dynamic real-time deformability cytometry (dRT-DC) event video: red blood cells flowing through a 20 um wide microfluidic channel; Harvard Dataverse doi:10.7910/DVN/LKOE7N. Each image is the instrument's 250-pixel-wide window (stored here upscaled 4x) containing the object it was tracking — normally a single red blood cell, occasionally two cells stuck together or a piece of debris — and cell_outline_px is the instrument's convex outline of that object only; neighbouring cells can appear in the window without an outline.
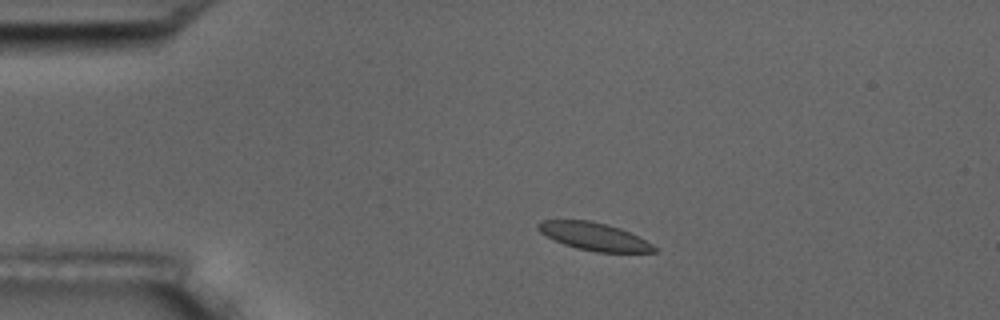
{"species": "common noctule bat (a hibernating species)", "species_latin": "Nyctalus noctula", "temperature_condition": "room temperature", "stored_images_in_passage": 8, "camera_frame_rate_fps": 3000, "um_per_image_px": 0.085, "animal": {"sex": "male", "body_mass_g": 17.5, "forearm_length_mm": 52.3}, "frame": {"image": 1, "passage_image": 2, "time_ms": 1.333, "image_size_px": [1000, 320], "cell_outline_px": [[660, 252], [596, 252], [576, 248], [564, 244], [540, 232], [536, 228], [536, 224], [540, 220], [588, 220], [608, 224], [620, 228], [652, 244]], "centroid_in_image_um": [50.48, 20.09], "position_along_channel_um": 34.5, "area_um2": 18.61}}
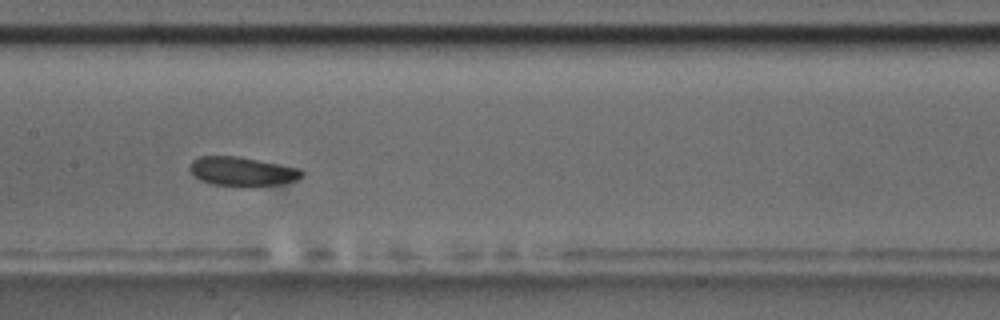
{"frame": {"image": 2, "passage_image": 7, "time_ms": 7.0, "image_size_px": [1000, 320], "cell_outline_px": [[304, 172], [296, 180], [280, 184], [252, 188], [240, 188], [212, 184], [200, 180], [188, 168], [188, 164], [192, 160], [200, 156], [240, 156], [296, 168]], "centroid_in_image_um": [20.53, 14.6], "position_along_channel_um": 186.9, "area_um2": 19.36}}
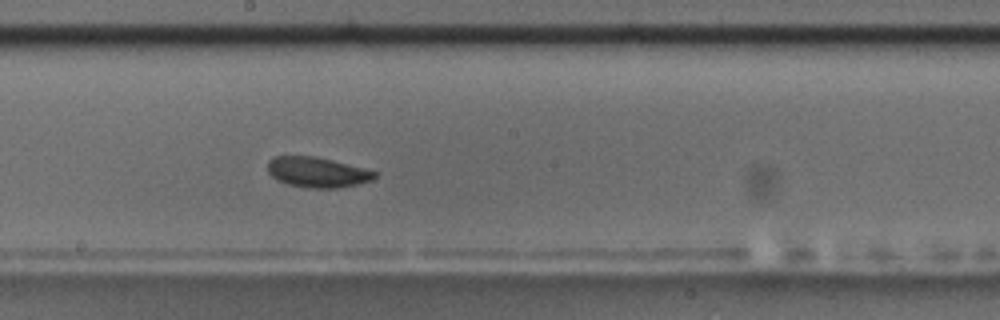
{"frame": {"image": 3, "passage_image": 8, "time_ms": 8.0, "image_size_px": [1000, 320], "cell_outline_px": [[380, 172], [372, 180], [356, 184], [336, 188], [308, 188], [288, 184], [276, 180], [268, 172], [268, 160], [272, 156], [316, 156]], "centroid_in_image_um": [26.96, 14.63], "position_along_channel_um": 221.2, "area_um2": 18.96}}